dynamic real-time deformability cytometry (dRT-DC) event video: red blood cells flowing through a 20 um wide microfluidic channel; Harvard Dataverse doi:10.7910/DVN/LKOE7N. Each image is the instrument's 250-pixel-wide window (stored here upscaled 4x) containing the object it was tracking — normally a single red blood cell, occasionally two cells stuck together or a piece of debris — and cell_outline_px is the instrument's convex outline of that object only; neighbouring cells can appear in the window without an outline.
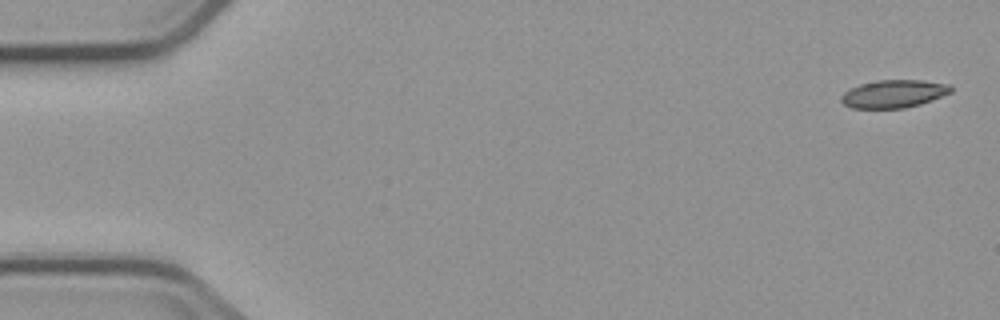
{"species": "common noctule bat (a hibernating species)", "species_latin": "Nyctalus noctula", "temperature_condition": "cold", "stored_images_in_passage": 5, "camera_frame_rate_fps": 3000, "um_per_image_px": 0.085, "animal": {"sex": "male", "body_mass_g": 23.1, "forearm_length_mm": 52.7}, "frame": {"image": 1, "passage_image": 1, "time_ms": 0.0, "image_size_px": [1000, 320], "cell_outline_px": [[952, 92], [920, 104], [904, 108], [852, 108], [844, 104], [840, 100], [840, 96], [848, 88], [860, 84], [876, 80], [924, 80], [952, 84]], "centroid_in_image_um": [75.96, 7.96], "position_along_channel_um": 9.0, "area_um2": 17.98}}
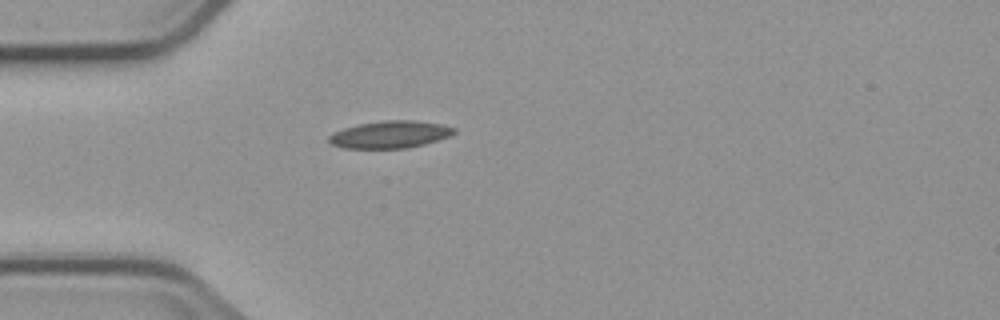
{"frame": {"image": 2, "passage_image": 5, "time_ms": 4.667, "image_size_px": [1000, 320], "cell_outline_px": [[456, 132], [448, 136], [424, 144], [408, 148], [344, 148], [332, 144], [328, 140], [328, 136], [332, 132], [356, 124], [384, 120], [416, 120], [440, 124], [456, 128]], "centroid_in_image_um": [33.12, 11.42], "position_along_channel_um": 51.9, "area_um2": 19.88}}